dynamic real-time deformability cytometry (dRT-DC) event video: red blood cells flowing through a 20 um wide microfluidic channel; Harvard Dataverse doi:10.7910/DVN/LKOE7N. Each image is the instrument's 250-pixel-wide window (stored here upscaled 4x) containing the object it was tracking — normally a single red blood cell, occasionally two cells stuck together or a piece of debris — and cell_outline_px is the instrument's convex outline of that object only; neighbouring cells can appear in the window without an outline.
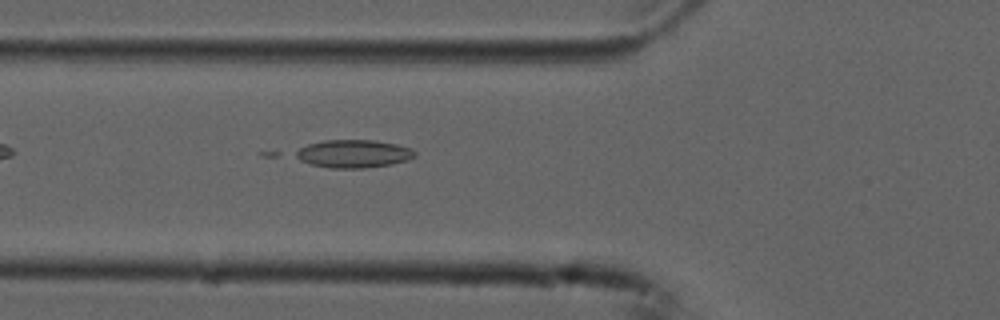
{"species": "common noctule bat (a hibernating species)", "species_latin": "Nyctalus noctula", "temperature_condition": "cold", "stored_images_in_passage": 4, "camera_frame_rate_fps": 3000, "um_per_image_px": 0.085, "animal": {"sex": "male", "forearm_length_mm": 52.5}, "frame": {"image": 1, "passage_image": 4, "time_ms": 1.0, "image_size_px": [1000, 320], "cell_outline_px": [[416, 156], [408, 160], [392, 164], [364, 168], [328, 168], [312, 164], [300, 160], [292, 156], [292, 152], [308, 144], [324, 140], [376, 140], [396, 144], [412, 148], [416, 152]], "centroid_in_image_um": [30.04, 13.06], "position_along_channel_um": 95.8, "area_um2": 19.65}}